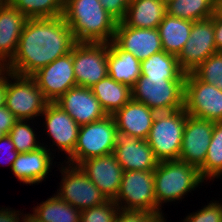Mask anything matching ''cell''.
<instances>
[{"mask_svg": "<svg viewBox=\"0 0 222 222\" xmlns=\"http://www.w3.org/2000/svg\"><path fill=\"white\" fill-rule=\"evenodd\" d=\"M17 121L13 113L6 108V106L0 107V130L8 135L9 131Z\"/></svg>", "mask_w": 222, "mask_h": 222, "instance_id": "39", "label": "cell"}, {"mask_svg": "<svg viewBox=\"0 0 222 222\" xmlns=\"http://www.w3.org/2000/svg\"><path fill=\"white\" fill-rule=\"evenodd\" d=\"M108 75L117 82L132 88L141 76V61L121 50L113 41L108 43Z\"/></svg>", "mask_w": 222, "mask_h": 222, "instance_id": "23", "label": "cell"}, {"mask_svg": "<svg viewBox=\"0 0 222 222\" xmlns=\"http://www.w3.org/2000/svg\"><path fill=\"white\" fill-rule=\"evenodd\" d=\"M8 136L15 145L18 153H27L37 150L41 147V143L37 141V137L33 128L28 124L27 120H17L9 131Z\"/></svg>", "mask_w": 222, "mask_h": 222, "instance_id": "32", "label": "cell"}, {"mask_svg": "<svg viewBox=\"0 0 222 222\" xmlns=\"http://www.w3.org/2000/svg\"><path fill=\"white\" fill-rule=\"evenodd\" d=\"M216 52L214 17L194 21L190 37L177 57L179 67L184 73H191Z\"/></svg>", "mask_w": 222, "mask_h": 222, "instance_id": "12", "label": "cell"}, {"mask_svg": "<svg viewBox=\"0 0 222 222\" xmlns=\"http://www.w3.org/2000/svg\"><path fill=\"white\" fill-rule=\"evenodd\" d=\"M192 21L166 14L157 27L163 51L179 56L191 34Z\"/></svg>", "mask_w": 222, "mask_h": 222, "instance_id": "25", "label": "cell"}, {"mask_svg": "<svg viewBox=\"0 0 222 222\" xmlns=\"http://www.w3.org/2000/svg\"><path fill=\"white\" fill-rule=\"evenodd\" d=\"M72 57L76 86L92 88L108 75V43L77 42Z\"/></svg>", "mask_w": 222, "mask_h": 222, "instance_id": "10", "label": "cell"}, {"mask_svg": "<svg viewBox=\"0 0 222 222\" xmlns=\"http://www.w3.org/2000/svg\"><path fill=\"white\" fill-rule=\"evenodd\" d=\"M55 104L67 112L80 126L107 116L91 88L87 87L70 88Z\"/></svg>", "mask_w": 222, "mask_h": 222, "instance_id": "18", "label": "cell"}, {"mask_svg": "<svg viewBox=\"0 0 222 222\" xmlns=\"http://www.w3.org/2000/svg\"><path fill=\"white\" fill-rule=\"evenodd\" d=\"M41 116L45 118L43 123L53 145L66 152L69 158L76 146L80 125L55 103H48Z\"/></svg>", "mask_w": 222, "mask_h": 222, "instance_id": "19", "label": "cell"}, {"mask_svg": "<svg viewBox=\"0 0 222 222\" xmlns=\"http://www.w3.org/2000/svg\"><path fill=\"white\" fill-rule=\"evenodd\" d=\"M30 215L36 222H80L81 211L54 194L33 208Z\"/></svg>", "mask_w": 222, "mask_h": 222, "instance_id": "27", "label": "cell"}, {"mask_svg": "<svg viewBox=\"0 0 222 222\" xmlns=\"http://www.w3.org/2000/svg\"><path fill=\"white\" fill-rule=\"evenodd\" d=\"M184 109L190 116L222 122V90L186 73Z\"/></svg>", "mask_w": 222, "mask_h": 222, "instance_id": "11", "label": "cell"}, {"mask_svg": "<svg viewBox=\"0 0 222 222\" xmlns=\"http://www.w3.org/2000/svg\"><path fill=\"white\" fill-rule=\"evenodd\" d=\"M2 153H3V155H2ZM4 154L6 155L7 161H9L8 163H5V164H9V166L12 167V164L16 160L17 155L19 153L16 151L15 145L12 143V141H11V139H10V137L8 135H5L2 138H0V156L4 157ZM2 160L3 159L0 160V164H1Z\"/></svg>", "mask_w": 222, "mask_h": 222, "instance_id": "38", "label": "cell"}, {"mask_svg": "<svg viewBox=\"0 0 222 222\" xmlns=\"http://www.w3.org/2000/svg\"><path fill=\"white\" fill-rule=\"evenodd\" d=\"M6 65L0 61V78L4 75V73L6 72Z\"/></svg>", "mask_w": 222, "mask_h": 222, "instance_id": "44", "label": "cell"}, {"mask_svg": "<svg viewBox=\"0 0 222 222\" xmlns=\"http://www.w3.org/2000/svg\"><path fill=\"white\" fill-rule=\"evenodd\" d=\"M214 122L187 115L179 159L198 169L204 164Z\"/></svg>", "mask_w": 222, "mask_h": 222, "instance_id": "15", "label": "cell"}, {"mask_svg": "<svg viewBox=\"0 0 222 222\" xmlns=\"http://www.w3.org/2000/svg\"><path fill=\"white\" fill-rule=\"evenodd\" d=\"M183 222H222V203L210 201L202 209L186 216Z\"/></svg>", "mask_w": 222, "mask_h": 222, "instance_id": "35", "label": "cell"}, {"mask_svg": "<svg viewBox=\"0 0 222 222\" xmlns=\"http://www.w3.org/2000/svg\"><path fill=\"white\" fill-rule=\"evenodd\" d=\"M205 182L199 169L180 160L159 162L154 170V189L157 213H162L163 203L184 198L188 192Z\"/></svg>", "mask_w": 222, "mask_h": 222, "instance_id": "3", "label": "cell"}, {"mask_svg": "<svg viewBox=\"0 0 222 222\" xmlns=\"http://www.w3.org/2000/svg\"><path fill=\"white\" fill-rule=\"evenodd\" d=\"M76 43L63 16L27 19L16 54L6 65V70L21 76H31L71 52Z\"/></svg>", "mask_w": 222, "mask_h": 222, "instance_id": "1", "label": "cell"}, {"mask_svg": "<svg viewBox=\"0 0 222 222\" xmlns=\"http://www.w3.org/2000/svg\"><path fill=\"white\" fill-rule=\"evenodd\" d=\"M141 75L146 78L186 79L175 55L160 51L141 61Z\"/></svg>", "mask_w": 222, "mask_h": 222, "instance_id": "28", "label": "cell"}, {"mask_svg": "<svg viewBox=\"0 0 222 222\" xmlns=\"http://www.w3.org/2000/svg\"><path fill=\"white\" fill-rule=\"evenodd\" d=\"M187 115L184 108L156 113L146 140L159 162L179 159Z\"/></svg>", "mask_w": 222, "mask_h": 222, "instance_id": "5", "label": "cell"}, {"mask_svg": "<svg viewBox=\"0 0 222 222\" xmlns=\"http://www.w3.org/2000/svg\"><path fill=\"white\" fill-rule=\"evenodd\" d=\"M62 16L76 42L110 43L114 39L118 22L99 0H64Z\"/></svg>", "mask_w": 222, "mask_h": 222, "instance_id": "2", "label": "cell"}, {"mask_svg": "<svg viewBox=\"0 0 222 222\" xmlns=\"http://www.w3.org/2000/svg\"><path fill=\"white\" fill-rule=\"evenodd\" d=\"M91 90L107 115H113L132 99L131 88L115 81L109 75L101 79Z\"/></svg>", "mask_w": 222, "mask_h": 222, "instance_id": "26", "label": "cell"}, {"mask_svg": "<svg viewBox=\"0 0 222 222\" xmlns=\"http://www.w3.org/2000/svg\"><path fill=\"white\" fill-rule=\"evenodd\" d=\"M115 203L123 210L157 212L154 170L123 171Z\"/></svg>", "mask_w": 222, "mask_h": 222, "instance_id": "8", "label": "cell"}, {"mask_svg": "<svg viewBox=\"0 0 222 222\" xmlns=\"http://www.w3.org/2000/svg\"><path fill=\"white\" fill-rule=\"evenodd\" d=\"M6 134L0 130V138H2L3 136H5Z\"/></svg>", "mask_w": 222, "mask_h": 222, "instance_id": "46", "label": "cell"}, {"mask_svg": "<svg viewBox=\"0 0 222 222\" xmlns=\"http://www.w3.org/2000/svg\"><path fill=\"white\" fill-rule=\"evenodd\" d=\"M48 103L31 76L6 71L5 106L17 120H27L30 123L34 117L41 116Z\"/></svg>", "mask_w": 222, "mask_h": 222, "instance_id": "6", "label": "cell"}, {"mask_svg": "<svg viewBox=\"0 0 222 222\" xmlns=\"http://www.w3.org/2000/svg\"><path fill=\"white\" fill-rule=\"evenodd\" d=\"M102 7L117 21L126 16L130 0H99Z\"/></svg>", "mask_w": 222, "mask_h": 222, "instance_id": "37", "label": "cell"}, {"mask_svg": "<svg viewBox=\"0 0 222 222\" xmlns=\"http://www.w3.org/2000/svg\"><path fill=\"white\" fill-rule=\"evenodd\" d=\"M192 73L201 81L222 90V52L213 53Z\"/></svg>", "mask_w": 222, "mask_h": 222, "instance_id": "33", "label": "cell"}, {"mask_svg": "<svg viewBox=\"0 0 222 222\" xmlns=\"http://www.w3.org/2000/svg\"><path fill=\"white\" fill-rule=\"evenodd\" d=\"M43 145L37 150L19 153L12 164L11 171L24 184L38 185L51 171L50 168L53 165V161H51L53 159L52 152L50 148H46V145Z\"/></svg>", "mask_w": 222, "mask_h": 222, "instance_id": "20", "label": "cell"}, {"mask_svg": "<svg viewBox=\"0 0 222 222\" xmlns=\"http://www.w3.org/2000/svg\"><path fill=\"white\" fill-rule=\"evenodd\" d=\"M28 222H36L31 216L29 218V221Z\"/></svg>", "mask_w": 222, "mask_h": 222, "instance_id": "48", "label": "cell"}, {"mask_svg": "<svg viewBox=\"0 0 222 222\" xmlns=\"http://www.w3.org/2000/svg\"><path fill=\"white\" fill-rule=\"evenodd\" d=\"M165 4H167V3H169V2H171V1H173V0H162Z\"/></svg>", "mask_w": 222, "mask_h": 222, "instance_id": "47", "label": "cell"}, {"mask_svg": "<svg viewBox=\"0 0 222 222\" xmlns=\"http://www.w3.org/2000/svg\"><path fill=\"white\" fill-rule=\"evenodd\" d=\"M28 19L55 18L63 15L64 0H10Z\"/></svg>", "mask_w": 222, "mask_h": 222, "instance_id": "31", "label": "cell"}, {"mask_svg": "<svg viewBox=\"0 0 222 222\" xmlns=\"http://www.w3.org/2000/svg\"><path fill=\"white\" fill-rule=\"evenodd\" d=\"M10 4V0H0V7Z\"/></svg>", "mask_w": 222, "mask_h": 222, "instance_id": "45", "label": "cell"}, {"mask_svg": "<svg viewBox=\"0 0 222 222\" xmlns=\"http://www.w3.org/2000/svg\"><path fill=\"white\" fill-rule=\"evenodd\" d=\"M213 17L222 21V0H214Z\"/></svg>", "mask_w": 222, "mask_h": 222, "instance_id": "43", "label": "cell"}, {"mask_svg": "<svg viewBox=\"0 0 222 222\" xmlns=\"http://www.w3.org/2000/svg\"><path fill=\"white\" fill-rule=\"evenodd\" d=\"M155 115L156 112L147 105L131 99L112 116L119 130L139 139L146 140L149 136Z\"/></svg>", "mask_w": 222, "mask_h": 222, "instance_id": "21", "label": "cell"}, {"mask_svg": "<svg viewBox=\"0 0 222 222\" xmlns=\"http://www.w3.org/2000/svg\"><path fill=\"white\" fill-rule=\"evenodd\" d=\"M166 14L162 0H130L123 22L128 27L156 29Z\"/></svg>", "mask_w": 222, "mask_h": 222, "instance_id": "24", "label": "cell"}, {"mask_svg": "<svg viewBox=\"0 0 222 222\" xmlns=\"http://www.w3.org/2000/svg\"><path fill=\"white\" fill-rule=\"evenodd\" d=\"M203 180L222 176V122H214V129L204 164L199 168Z\"/></svg>", "mask_w": 222, "mask_h": 222, "instance_id": "30", "label": "cell"}, {"mask_svg": "<svg viewBox=\"0 0 222 222\" xmlns=\"http://www.w3.org/2000/svg\"><path fill=\"white\" fill-rule=\"evenodd\" d=\"M61 185L57 196L82 211L108 201L99 188L86 176L79 166L67 163L61 166Z\"/></svg>", "mask_w": 222, "mask_h": 222, "instance_id": "9", "label": "cell"}, {"mask_svg": "<svg viewBox=\"0 0 222 222\" xmlns=\"http://www.w3.org/2000/svg\"><path fill=\"white\" fill-rule=\"evenodd\" d=\"M20 211L11 210L10 208H2L0 210V222H28L30 218L29 214H22ZM22 215V216H21ZM24 216V217H23ZM20 217L22 220L20 221Z\"/></svg>", "mask_w": 222, "mask_h": 222, "instance_id": "40", "label": "cell"}, {"mask_svg": "<svg viewBox=\"0 0 222 222\" xmlns=\"http://www.w3.org/2000/svg\"><path fill=\"white\" fill-rule=\"evenodd\" d=\"M6 98V72L0 78V107L5 105Z\"/></svg>", "mask_w": 222, "mask_h": 222, "instance_id": "42", "label": "cell"}, {"mask_svg": "<svg viewBox=\"0 0 222 222\" xmlns=\"http://www.w3.org/2000/svg\"><path fill=\"white\" fill-rule=\"evenodd\" d=\"M214 0H173L166 4L167 14L197 21L213 16Z\"/></svg>", "mask_w": 222, "mask_h": 222, "instance_id": "29", "label": "cell"}, {"mask_svg": "<svg viewBox=\"0 0 222 222\" xmlns=\"http://www.w3.org/2000/svg\"><path fill=\"white\" fill-rule=\"evenodd\" d=\"M116 129L112 115L81 125L73 154L66 163L78 166L84 160L113 153Z\"/></svg>", "mask_w": 222, "mask_h": 222, "instance_id": "7", "label": "cell"}, {"mask_svg": "<svg viewBox=\"0 0 222 222\" xmlns=\"http://www.w3.org/2000/svg\"><path fill=\"white\" fill-rule=\"evenodd\" d=\"M215 44L218 52H222V21L214 18Z\"/></svg>", "mask_w": 222, "mask_h": 222, "instance_id": "41", "label": "cell"}, {"mask_svg": "<svg viewBox=\"0 0 222 222\" xmlns=\"http://www.w3.org/2000/svg\"><path fill=\"white\" fill-rule=\"evenodd\" d=\"M27 17L11 4L0 7V61L7 65L18 48Z\"/></svg>", "mask_w": 222, "mask_h": 222, "instance_id": "22", "label": "cell"}, {"mask_svg": "<svg viewBox=\"0 0 222 222\" xmlns=\"http://www.w3.org/2000/svg\"><path fill=\"white\" fill-rule=\"evenodd\" d=\"M163 215L162 213L145 210L119 209L115 222H166Z\"/></svg>", "mask_w": 222, "mask_h": 222, "instance_id": "36", "label": "cell"}, {"mask_svg": "<svg viewBox=\"0 0 222 222\" xmlns=\"http://www.w3.org/2000/svg\"><path fill=\"white\" fill-rule=\"evenodd\" d=\"M31 77L49 103H55L70 88L76 87L72 51L37 70Z\"/></svg>", "mask_w": 222, "mask_h": 222, "instance_id": "13", "label": "cell"}, {"mask_svg": "<svg viewBox=\"0 0 222 222\" xmlns=\"http://www.w3.org/2000/svg\"><path fill=\"white\" fill-rule=\"evenodd\" d=\"M113 154L123 171L155 170L159 161L147 140L115 130Z\"/></svg>", "mask_w": 222, "mask_h": 222, "instance_id": "14", "label": "cell"}, {"mask_svg": "<svg viewBox=\"0 0 222 222\" xmlns=\"http://www.w3.org/2000/svg\"><path fill=\"white\" fill-rule=\"evenodd\" d=\"M78 166L108 200L116 198L123 169L113 153L84 160Z\"/></svg>", "mask_w": 222, "mask_h": 222, "instance_id": "16", "label": "cell"}, {"mask_svg": "<svg viewBox=\"0 0 222 222\" xmlns=\"http://www.w3.org/2000/svg\"><path fill=\"white\" fill-rule=\"evenodd\" d=\"M114 200L81 211L80 222H115L119 211Z\"/></svg>", "mask_w": 222, "mask_h": 222, "instance_id": "34", "label": "cell"}, {"mask_svg": "<svg viewBox=\"0 0 222 222\" xmlns=\"http://www.w3.org/2000/svg\"><path fill=\"white\" fill-rule=\"evenodd\" d=\"M132 99L156 113L184 108L185 79L146 78L140 76L131 88Z\"/></svg>", "mask_w": 222, "mask_h": 222, "instance_id": "4", "label": "cell"}, {"mask_svg": "<svg viewBox=\"0 0 222 222\" xmlns=\"http://www.w3.org/2000/svg\"><path fill=\"white\" fill-rule=\"evenodd\" d=\"M113 42L121 50L131 53L140 61L163 51L157 28L128 27L123 21L117 23Z\"/></svg>", "mask_w": 222, "mask_h": 222, "instance_id": "17", "label": "cell"}]
</instances>
